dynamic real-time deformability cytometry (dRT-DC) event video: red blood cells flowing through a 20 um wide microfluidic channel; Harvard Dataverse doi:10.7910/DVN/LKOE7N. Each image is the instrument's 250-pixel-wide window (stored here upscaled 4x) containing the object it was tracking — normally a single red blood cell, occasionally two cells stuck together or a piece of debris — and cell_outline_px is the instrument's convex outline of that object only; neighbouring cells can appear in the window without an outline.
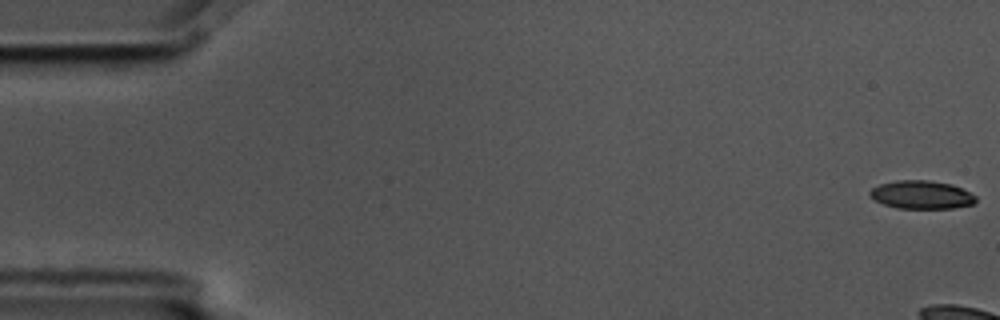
{"species": "common noctule bat (a hibernating species)", "species_latin": "Nyctalus noctula", "temperature_condition": "cold", "stored_images_in_passage": 6, "camera_frame_rate_fps": 3000, "um_per_image_px": 0.085, "animal": {"sex": "male", "body_mass_g": 17.5, "forearm_length_mm": 52.3}, "frame": {"image": 1, "passage_image": 1, "time_ms": 0.0, "image_size_px": [1000, 320], "cell_outline_px": [[976, 200], [972, 204], [952, 208], [896, 208], [884, 204], [868, 196], [868, 192], [872, 188], [880, 184], [896, 180], [928, 180], [952, 184], [976, 196]], "centroid_in_image_um": [78.29, 16.55], "position_along_channel_um": 6.7, "area_um2": 17.34}}